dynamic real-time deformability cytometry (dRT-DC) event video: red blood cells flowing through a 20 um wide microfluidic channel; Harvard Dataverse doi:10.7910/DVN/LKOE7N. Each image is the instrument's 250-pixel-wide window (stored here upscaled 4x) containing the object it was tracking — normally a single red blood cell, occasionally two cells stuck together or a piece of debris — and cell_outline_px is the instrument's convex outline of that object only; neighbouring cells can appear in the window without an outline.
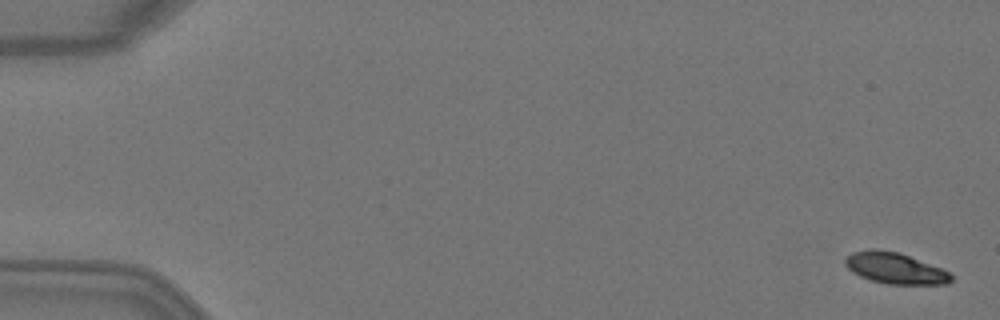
{"species": "Egyptian fruit bat (a non-hibernating species)", "species_latin": "Rousettus aegyptiacus", "temperature_condition": "warm", "stored_images_in_passage": 4, "camera_frame_rate_fps": 3000, "um_per_image_px": 0.085, "animal": {"sex": "female"}, "frame": {"image": 1, "passage_image": 1, "time_ms": 0.0, "image_size_px": [1000, 320], "cell_outline_px": [[952, 280], [948, 284], [888, 284], [868, 280], [852, 272], [844, 264], [844, 260], [852, 252], [872, 248], [876, 248], [900, 252], [940, 268], [948, 272], [952, 276]], "centroid_in_image_um": [76.04, 22.79], "position_along_channel_um": 9.0, "area_um2": 19.31}}
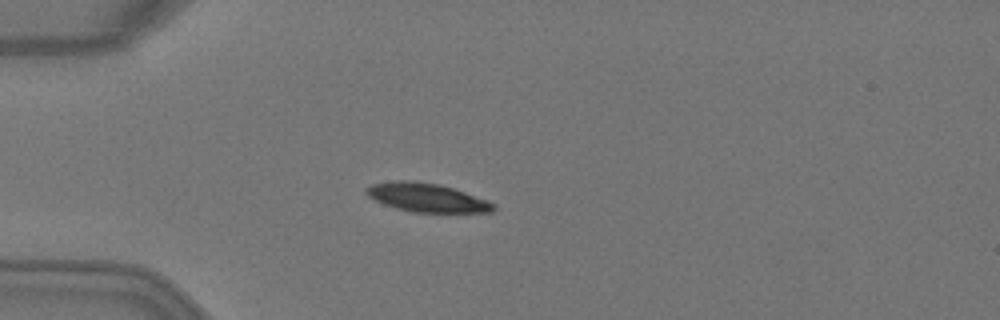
{"frame": {"image": 2, "passage_image": 4, "time_ms": 1.0, "image_size_px": [1000, 320], "cell_outline_px": [[496, 208], [492, 212], [412, 212], [396, 208], [384, 204], [368, 196], [364, 192], [364, 188], [372, 184], [396, 180], [412, 180], [440, 184], [488, 200], [496, 204]], "centroid_in_image_um": [36.27, 16.79], "position_along_channel_um": 48.7, "area_um2": 21.27}}